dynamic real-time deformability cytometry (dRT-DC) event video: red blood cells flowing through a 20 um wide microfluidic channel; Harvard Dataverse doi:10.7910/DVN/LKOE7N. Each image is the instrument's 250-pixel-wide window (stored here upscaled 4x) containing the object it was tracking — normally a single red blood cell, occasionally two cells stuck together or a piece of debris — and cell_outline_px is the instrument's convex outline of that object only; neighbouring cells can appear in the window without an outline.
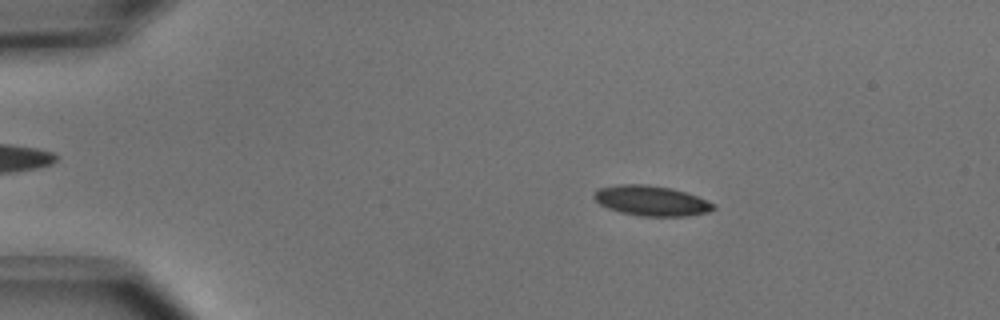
{"species": "common noctule bat (a hibernating species)", "species_latin": "Nyctalus noctula", "temperature_condition": "cold", "stored_images_in_passage": 46, "camera_frame_rate_fps": 3000, "um_per_image_px": 0.085, "animal": {"sex": "male", "body_mass_g": 15.6}, "frame": {"image": 1, "passage_image": 5, "time_ms": 1.333, "image_size_px": [1000, 320], "cell_outline_px": [[716, 208], [708, 212], [688, 216], [640, 216], [620, 212], [608, 208], [600, 204], [592, 196], [600, 188], [616, 184], [644, 184], [672, 188], [696, 196], [716, 204]], "centroid_in_image_um": [55.37, 17.06], "position_along_channel_um": 29.6, "area_um2": 20.92}}
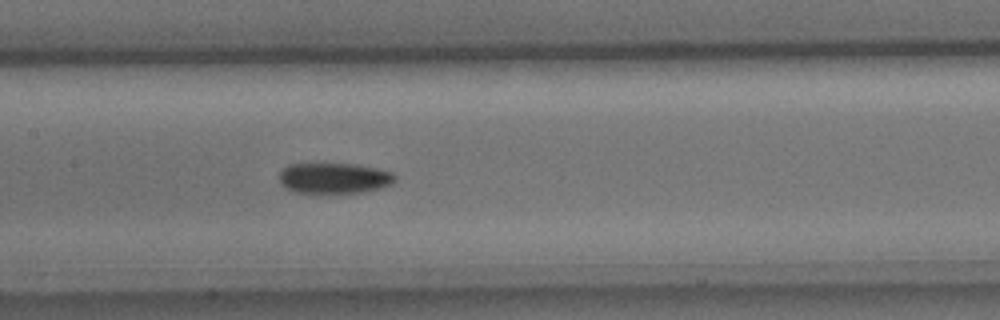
{"frame": {"image": 2, "passage_image": 21, "time_ms": 6.667, "image_size_px": [1000, 320], "cell_outline_px": [[396, 180], [392, 184], [380, 188], [360, 192], [320, 196], [316, 196], [296, 192], [280, 184], [280, 172], [288, 164], [356, 164], [376, 168], [392, 172], [396, 176]], "centroid_in_image_um": [28.39, 15.19], "position_along_channel_um": 179.0, "area_um2": 21.39}}
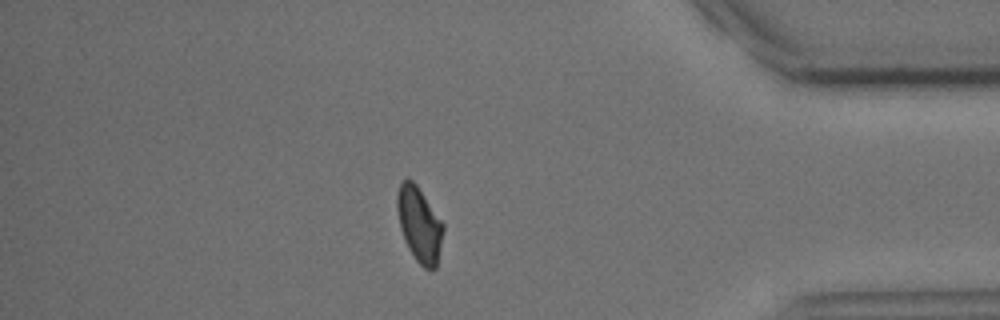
{"frame": {"image": 3, "passage_image": 40, "time_ms": 13.0, "image_size_px": [1000, 320], "cell_outline_px": [[444, 228], [436, 268], [432, 272], [428, 272], [416, 260], [408, 248], [404, 240], [400, 228], [396, 208], [396, 196], [400, 184], [408, 176], [416, 184], [444, 224]], "centroid_in_image_um": [35.63, 19.1], "position_along_channel_um": 399.6, "area_um2": 20.29}, "authors_computed_cell_mechanics": {"area_um2": 20.7791, "velocity_mm_per_s": 3.9555, "shape_relaxation_time_tau1_ms": 2.2289, "shape_relaxation_time_tau2_ms": 8.8015, "deformation_change_tau1": 0.085, "deformation_change_tau2": 0.1082}}